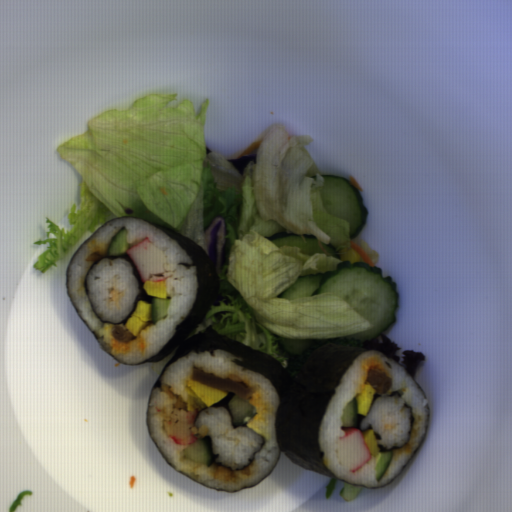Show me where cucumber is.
Returning <instances> with one entry per match:
<instances>
[{"instance_id":"7","label":"cucumber","mask_w":512,"mask_h":512,"mask_svg":"<svg viewBox=\"0 0 512 512\" xmlns=\"http://www.w3.org/2000/svg\"><path fill=\"white\" fill-rule=\"evenodd\" d=\"M277 339L287 354L293 356L307 353L312 341V339H284L278 336Z\"/></svg>"},{"instance_id":"6","label":"cucumber","mask_w":512,"mask_h":512,"mask_svg":"<svg viewBox=\"0 0 512 512\" xmlns=\"http://www.w3.org/2000/svg\"><path fill=\"white\" fill-rule=\"evenodd\" d=\"M341 421L346 430L355 427L359 430L361 417L358 414L357 400L351 399L341 411Z\"/></svg>"},{"instance_id":"3","label":"cucumber","mask_w":512,"mask_h":512,"mask_svg":"<svg viewBox=\"0 0 512 512\" xmlns=\"http://www.w3.org/2000/svg\"><path fill=\"white\" fill-rule=\"evenodd\" d=\"M197 439L199 441L192 442L183 448L179 454L181 458L208 468L213 465L216 460L212 446V436L208 435Z\"/></svg>"},{"instance_id":"8","label":"cucumber","mask_w":512,"mask_h":512,"mask_svg":"<svg viewBox=\"0 0 512 512\" xmlns=\"http://www.w3.org/2000/svg\"><path fill=\"white\" fill-rule=\"evenodd\" d=\"M171 300L172 297H154L151 310V324L156 325L158 322L167 318Z\"/></svg>"},{"instance_id":"4","label":"cucumber","mask_w":512,"mask_h":512,"mask_svg":"<svg viewBox=\"0 0 512 512\" xmlns=\"http://www.w3.org/2000/svg\"><path fill=\"white\" fill-rule=\"evenodd\" d=\"M227 407L231 413V424L234 429L247 425L258 412L253 404L236 394Z\"/></svg>"},{"instance_id":"1","label":"cucumber","mask_w":512,"mask_h":512,"mask_svg":"<svg viewBox=\"0 0 512 512\" xmlns=\"http://www.w3.org/2000/svg\"><path fill=\"white\" fill-rule=\"evenodd\" d=\"M319 293H335L372 325L371 329L356 335L339 338L371 340L398 319L395 314L399 306L398 293L392 276L383 277L381 268L367 262L344 260L338 263L336 270L301 275L277 296L290 301Z\"/></svg>"},{"instance_id":"5","label":"cucumber","mask_w":512,"mask_h":512,"mask_svg":"<svg viewBox=\"0 0 512 512\" xmlns=\"http://www.w3.org/2000/svg\"><path fill=\"white\" fill-rule=\"evenodd\" d=\"M128 230L121 227L116 235L112 238L108 246V256L127 255V249H130L128 242Z\"/></svg>"},{"instance_id":"9","label":"cucumber","mask_w":512,"mask_h":512,"mask_svg":"<svg viewBox=\"0 0 512 512\" xmlns=\"http://www.w3.org/2000/svg\"><path fill=\"white\" fill-rule=\"evenodd\" d=\"M393 456H394V453L392 450L391 451H380L376 455L374 471H375L376 481L378 483L381 481V479L386 474V472L391 464Z\"/></svg>"},{"instance_id":"2","label":"cucumber","mask_w":512,"mask_h":512,"mask_svg":"<svg viewBox=\"0 0 512 512\" xmlns=\"http://www.w3.org/2000/svg\"><path fill=\"white\" fill-rule=\"evenodd\" d=\"M320 175L323 178L320 194L327 213L350 222V240L355 239L366 225L369 215L361 193L346 177Z\"/></svg>"}]
</instances>
